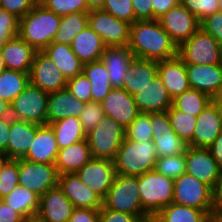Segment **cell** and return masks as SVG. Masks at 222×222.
I'll use <instances>...</instances> for the list:
<instances>
[{
    "mask_svg": "<svg viewBox=\"0 0 222 222\" xmlns=\"http://www.w3.org/2000/svg\"><path fill=\"white\" fill-rule=\"evenodd\" d=\"M129 49L135 58L164 61L178 56V47L158 20H138L130 26Z\"/></svg>",
    "mask_w": 222,
    "mask_h": 222,
    "instance_id": "1",
    "label": "cell"
},
{
    "mask_svg": "<svg viewBox=\"0 0 222 222\" xmlns=\"http://www.w3.org/2000/svg\"><path fill=\"white\" fill-rule=\"evenodd\" d=\"M62 16L36 4L35 7L19 20L18 35L36 51H43L52 43L59 29Z\"/></svg>",
    "mask_w": 222,
    "mask_h": 222,
    "instance_id": "2",
    "label": "cell"
},
{
    "mask_svg": "<svg viewBox=\"0 0 222 222\" xmlns=\"http://www.w3.org/2000/svg\"><path fill=\"white\" fill-rule=\"evenodd\" d=\"M157 158L152 140L136 142L125 137L113 162L116 174L140 176L154 170Z\"/></svg>",
    "mask_w": 222,
    "mask_h": 222,
    "instance_id": "3",
    "label": "cell"
},
{
    "mask_svg": "<svg viewBox=\"0 0 222 222\" xmlns=\"http://www.w3.org/2000/svg\"><path fill=\"white\" fill-rule=\"evenodd\" d=\"M104 208L137 215L150 217L141 205L139 193V176H125L116 174L113 184L102 200Z\"/></svg>",
    "mask_w": 222,
    "mask_h": 222,
    "instance_id": "4",
    "label": "cell"
},
{
    "mask_svg": "<svg viewBox=\"0 0 222 222\" xmlns=\"http://www.w3.org/2000/svg\"><path fill=\"white\" fill-rule=\"evenodd\" d=\"M139 193L143 210L153 218L173 202L174 179L155 170L145 172L139 176Z\"/></svg>",
    "mask_w": 222,
    "mask_h": 222,
    "instance_id": "5",
    "label": "cell"
},
{
    "mask_svg": "<svg viewBox=\"0 0 222 222\" xmlns=\"http://www.w3.org/2000/svg\"><path fill=\"white\" fill-rule=\"evenodd\" d=\"M126 137L125 128L116 120L105 116L86 134L93 158L113 161Z\"/></svg>",
    "mask_w": 222,
    "mask_h": 222,
    "instance_id": "6",
    "label": "cell"
},
{
    "mask_svg": "<svg viewBox=\"0 0 222 222\" xmlns=\"http://www.w3.org/2000/svg\"><path fill=\"white\" fill-rule=\"evenodd\" d=\"M178 56L185 64H222V46L210 34L199 28L178 47Z\"/></svg>",
    "mask_w": 222,
    "mask_h": 222,
    "instance_id": "7",
    "label": "cell"
},
{
    "mask_svg": "<svg viewBox=\"0 0 222 222\" xmlns=\"http://www.w3.org/2000/svg\"><path fill=\"white\" fill-rule=\"evenodd\" d=\"M49 93L29 83L10 103L13 119L47 125V102Z\"/></svg>",
    "mask_w": 222,
    "mask_h": 222,
    "instance_id": "8",
    "label": "cell"
},
{
    "mask_svg": "<svg viewBox=\"0 0 222 222\" xmlns=\"http://www.w3.org/2000/svg\"><path fill=\"white\" fill-rule=\"evenodd\" d=\"M173 203L203 210L211 217L212 188L185 172L174 179Z\"/></svg>",
    "mask_w": 222,
    "mask_h": 222,
    "instance_id": "9",
    "label": "cell"
},
{
    "mask_svg": "<svg viewBox=\"0 0 222 222\" xmlns=\"http://www.w3.org/2000/svg\"><path fill=\"white\" fill-rule=\"evenodd\" d=\"M88 26L103 39L106 46L129 44L131 24L103 9H92L88 13Z\"/></svg>",
    "mask_w": 222,
    "mask_h": 222,
    "instance_id": "10",
    "label": "cell"
},
{
    "mask_svg": "<svg viewBox=\"0 0 222 222\" xmlns=\"http://www.w3.org/2000/svg\"><path fill=\"white\" fill-rule=\"evenodd\" d=\"M59 173L54 164L18 159L19 184L40 197L58 185Z\"/></svg>",
    "mask_w": 222,
    "mask_h": 222,
    "instance_id": "11",
    "label": "cell"
},
{
    "mask_svg": "<svg viewBox=\"0 0 222 222\" xmlns=\"http://www.w3.org/2000/svg\"><path fill=\"white\" fill-rule=\"evenodd\" d=\"M151 125L157 157L185 154L188 144L172 129L167 111L151 113Z\"/></svg>",
    "mask_w": 222,
    "mask_h": 222,
    "instance_id": "12",
    "label": "cell"
},
{
    "mask_svg": "<svg viewBox=\"0 0 222 222\" xmlns=\"http://www.w3.org/2000/svg\"><path fill=\"white\" fill-rule=\"evenodd\" d=\"M158 21L177 47L187 41L200 28V21L197 17L181 3L171 8Z\"/></svg>",
    "mask_w": 222,
    "mask_h": 222,
    "instance_id": "13",
    "label": "cell"
},
{
    "mask_svg": "<svg viewBox=\"0 0 222 222\" xmlns=\"http://www.w3.org/2000/svg\"><path fill=\"white\" fill-rule=\"evenodd\" d=\"M30 83L51 93L65 89L67 79L43 51H36L29 74Z\"/></svg>",
    "mask_w": 222,
    "mask_h": 222,
    "instance_id": "14",
    "label": "cell"
},
{
    "mask_svg": "<svg viewBox=\"0 0 222 222\" xmlns=\"http://www.w3.org/2000/svg\"><path fill=\"white\" fill-rule=\"evenodd\" d=\"M76 173L80 177L81 182L87 185L102 200L108 193L116 176L113 161L96 158H92Z\"/></svg>",
    "mask_w": 222,
    "mask_h": 222,
    "instance_id": "15",
    "label": "cell"
},
{
    "mask_svg": "<svg viewBox=\"0 0 222 222\" xmlns=\"http://www.w3.org/2000/svg\"><path fill=\"white\" fill-rule=\"evenodd\" d=\"M185 160V172L213 188L222 173V169L212 157L210 150L188 146Z\"/></svg>",
    "mask_w": 222,
    "mask_h": 222,
    "instance_id": "16",
    "label": "cell"
},
{
    "mask_svg": "<svg viewBox=\"0 0 222 222\" xmlns=\"http://www.w3.org/2000/svg\"><path fill=\"white\" fill-rule=\"evenodd\" d=\"M222 132V113L212 100L197 116L192 147L208 148Z\"/></svg>",
    "mask_w": 222,
    "mask_h": 222,
    "instance_id": "17",
    "label": "cell"
},
{
    "mask_svg": "<svg viewBox=\"0 0 222 222\" xmlns=\"http://www.w3.org/2000/svg\"><path fill=\"white\" fill-rule=\"evenodd\" d=\"M104 115L128 127L140 113L134 98L122 88H113L101 102Z\"/></svg>",
    "mask_w": 222,
    "mask_h": 222,
    "instance_id": "18",
    "label": "cell"
},
{
    "mask_svg": "<svg viewBox=\"0 0 222 222\" xmlns=\"http://www.w3.org/2000/svg\"><path fill=\"white\" fill-rule=\"evenodd\" d=\"M191 89H196L214 99L222 89V64H185Z\"/></svg>",
    "mask_w": 222,
    "mask_h": 222,
    "instance_id": "19",
    "label": "cell"
},
{
    "mask_svg": "<svg viewBox=\"0 0 222 222\" xmlns=\"http://www.w3.org/2000/svg\"><path fill=\"white\" fill-rule=\"evenodd\" d=\"M58 187L72 202L74 208L100 209L102 199L81 182L77 173L59 175Z\"/></svg>",
    "mask_w": 222,
    "mask_h": 222,
    "instance_id": "20",
    "label": "cell"
},
{
    "mask_svg": "<svg viewBox=\"0 0 222 222\" xmlns=\"http://www.w3.org/2000/svg\"><path fill=\"white\" fill-rule=\"evenodd\" d=\"M133 98L142 113L166 112L172 106V99L158 75Z\"/></svg>",
    "mask_w": 222,
    "mask_h": 222,
    "instance_id": "21",
    "label": "cell"
},
{
    "mask_svg": "<svg viewBox=\"0 0 222 222\" xmlns=\"http://www.w3.org/2000/svg\"><path fill=\"white\" fill-rule=\"evenodd\" d=\"M157 75L162 80L172 100L190 89L186 65L179 56L159 61Z\"/></svg>",
    "mask_w": 222,
    "mask_h": 222,
    "instance_id": "22",
    "label": "cell"
},
{
    "mask_svg": "<svg viewBox=\"0 0 222 222\" xmlns=\"http://www.w3.org/2000/svg\"><path fill=\"white\" fill-rule=\"evenodd\" d=\"M59 147L50 125H41L35 133L29 151L23 159L34 163L55 164Z\"/></svg>",
    "mask_w": 222,
    "mask_h": 222,
    "instance_id": "23",
    "label": "cell"
},
{
    "mask_svg": "<svg viewBox=\"0 0 222 222\" xmlns=\"http://www.w3.org/2000/svg\"><path fill=\"white\" fill-rule=\"evenodd\" d=\"M74 206L58 185L40 197L38 214L47 222H69Z\"/></svg>",
    "mask_w": 222,
    "mask_h": 222,
    "instance_id": "24",
    "label": "cell"
},
{
    "mask_svg": "<svg viewBox=\"0 0 222 222\" xmlns=\"http://www.w3.org/2000/svg\"><path fill=\"white\" fill-rule=\"evenodd\" d=\"M85 102H82L65 88L49 93L47 102V124L67 117L79 118Z\"/></svg>",
    "mask_w": 222,
    "mask_h": 222,
    "instance_id": "25",
    "label": "cell"
},
{
    "mask_svg": "<svg viewBox=\"0 0 222 222\" xmlns=\"http://www.w3.org/2000/svg\"><path fill=\"white\" fill-rule=\"evenodd\" d=\"M6 69L30 73L36 50L19 35L1 48Z\"/></svg>",
    "mask_w": 222,
    "mask_h": 222,
    "instance_id": "26",
    "label": "cell"
},
{
    "mask_svg": "<svg viewBox=\"0 0 222 222\" xmlns=\"http://www.w3.org/2000/svg\"><path fill=\"white\" fill-rule=\"evenodd\" d=\"M135 58L128 46H107L101 56L113 88H122L128 66Z\"/></svg>",
    "mask_w": 222,
    "mask_h": 222,
    "instance_id": "27",
    "label": "cell"
},
{
    "mask_svg": "<svg viewBox=\"0 0 222 222\" xmlns=\"http://www.w3.org/2000/svg\"><path fill=\"white\" fill-rule=\"evenodd\" d=\"M41 125L28 121L11 119L9 138L7 144V156L10 159H21L29 151L35 138L36 130Z\"/></svg>",
    "mask_w": 222,
    "mask_h": 222,
    "instance_id": "28",
    "label": "cell"
},
{
    "mask_svg": "<svg viewBox=\"0 0 222 222\" xmlns=\"http://www.w3.org/2000/svg\"><path fill=\"white\" fill-rule=\"evenodd\" d=\"M158 62L134 58L125 73L122 89L130 95L138 93L157 76Z\"/></svg>",
    "mask_w": 222,
    "mask_h": 222,
    "instance_id": "29",
    "label": "cell"
},
{
    "mask_svg": "<svg viewBox=\"0 0 222 222\" xmlns=\"http://www.w3.org/2000/svg\"><path fill=\"white\" fill-rule=\"evenodd\" d=\"M92 158L91 150L85 139L59 149L54 165L59 175L76 173Z\"/></svg>",
    "mask_w": 222,
    "mask_h": 222,
    "instance_id": "30",
    "label": "cell"
},
{
    "mask_svg": "<svg viewBox=\"0 0 222 222\" xmlns=\"http://www.w3.org/2000/svg\"><path fill=\"white\" fill-rule=\"evenodd\" d=\"M106 44L89 26L83 29L72 41L71 49L83 64L101 59Z\"/></svg>",
    "mask_w": 222,
    "mask_h": 222,
    "instance_id": "31",
    "label": "cell"
},
{
    "mask_svg": "<svg viewBox=\"0 0 222 222\" xmlns=\"http://www.w3.org/2000/svg\"><path fill=\"white\" fill-rule=\"evenodd\" d=\"M43 52L60 69L67 80L83 73L84 64L74 54L71 45L51 43Z\"/></svg>",
    "mask_w": 222,
    "mask_h": 222,
    "instance_id": "32",
    "label": "cell"
},
{
    "mask_svg": "<svg viewBox=\"0 0 222 222\" xmlns=\"http://www.w3.org/2000/svg\"><path fill=\"white\" fill-rule=\"evenodd\" d=\"M83 74L90 81L92 102L101 103L113 89L105 64L101 60L84 64Z\"/></svg>",
    "mask_w": 222,
    "mask_h": 222,
    "instance_id": "33",
    "label": "cell"
},
{
    "mask_svg": "<svg viewBox=\"0 0 222 222\" xmlns=\"http://www.w3.org/2000/svg\"><path fill=\"white\" fill-rule=\"evenodd\" d=\"M157 222H211L203 210L171 203L163 207L154 217Z\"/></svg>",
    "mask_w": 222,
    "mask_h": 222,
    "instance_id": "34",
    "label": "cell"
},
{
    "mask_svg": "<svg viewBox=\"0 0 222 222\" xmlns=\"http://www.w3.org/2000/svg\"><path fill=\"white\" fill-rule=\"evenodd\" d=\"M2 200L23 218L37 214L40 208V196L20 184Z\"/></svg>",
    "mask_w": 222,
    "mask_h": 222,
    "instance_id": "35",
    "label": "cell"
},
{
    "mask_svg": "<svg viewBox=\"0 0 222 222\" xmlns=\"http://www.w3.org/2000/svg\"><path fill=\"white\" fill-rule=\"evenodd\" d=\"M55 132L59 149L86 139L79 118L67 117L49 124Z\"/></svg>",
    "mask_w": 222,
    "mask_h": 222,
    "instance_id": "36",
    "label": "cell"
},
{
    "mask_svg": "<svg viewBox=\"0 0 222 222\" xmlns=\"http://www.w3.org/2000/svg\"><path fill=\"white\" fill-rule=\"evenodd\" d=\"M88 26V13H72L61 18L52 43L71 45L73 39Z\"/></svg>",
    "mask_w": 222,
    "mask_h": 222,
    "instance_id": "37",
    "label": "cell"
},
{
    "mask_svg": "<svg viewBox=\"0 0 222 222\" xmlns=\"http://www.w3.org/2000/svg\"><path fill=\"white\" fill-rule=\"evenodd\" d=\"M29 74L5 69L0 74V98L11 103L30 83Z\"/></svg>",
    "mask_w": 222,
    "mask_h": 222,
    "instance_id": "38",
    "label": "cell"
},
{
    "mask_svg": "<svg viewBox=\"0 0 222 222\" xmlns=\"http://www.w3.org/2000/svg\"><path fill=\"white\" fill-rule=\"evenodd\" d=\"M212 100L205 93L190 88L174 98L172 106L179 111L197 117Z\"/></svg>",
    "mask_w": 222,
    "mask_h": 222,
    "instance_id": "39",
    "label": "cell"
},
{
    "mask_svg": "<svg viewBox=\"0 0 222 222\" xmlns=\"http://www.w3.org/2000/svg\"><path fill=\"white\" fill-rule=\"evenodd\" d=\"M172 129L176 135L188 146L192 147V138L197 122V117L184 113L171 106L167 110Z\"/></svg>",
    "mask_w": 222,
    "mask_h": 222,
    "instance_id": "40",
    "label": "cell"
},
{
    "mask_svg": "<svg viewBox=\"0 0 222 222\" xmlns=\"http://www.w3.org/2000/svg\"><path fill=\"white\" fill-rule=\"evenodd\" d=\"M126 138L131 141L152 140L151 113L140 112L132 123L125 128Z\"/></svg>",
    "mask_w": 222,
    "mask_h": 222,
    "instance_id": "41",
    "label": "cell"
},
{
    "mask_svg": "<svg viewBox=\"0 0 222 222\" xmlns=\"http://www.w3.org/2000/svg\"><path fill=\"white\" fill-rule=\"evenodd\" d=\"M154 170L172 179L179 178L186 171L185 154L158 157Z\"/></svg>",
    "mask_w": 222,
    "mask_h": 222,
    "instance_id": "42",
    "label": "cell"
},
{
    "mask_svg": "<svg viewBox=\"0 0 222 222\" xmlns=\"http://www.w3.org/2000/svg\"><path fill=\"white\" fill-rule=\"evenodd\" d=\"M42 5L59 16L91 11L86 0H46Z\"/></svg>",
    "mask_w": 222,
    "mask_h": 222,
    "instance_id": "43",
    "label": "cell"
},
{
    "mask_svg": "<svg viewBox=\"0 0 222 222\" xmlns=\"http://www.w3.org/2000/svg\"><path fill=\"white\" fill-rule=\"evenodd\" d=\"M18 184V159H10L0 173V199L9 195Z\"/></svg>",
    "mask_w": 222,
    "mask_h": 222,
    "instance_id": "44",
    "label": "cell"
},
{
    "mask_svg": "<svg viewBox=\"0 0 222 222\" xmlns=\"http://www.w3.org/2000/svg\"><path fill=\"white\" fill-rule=\"evenodd\" d=\"M102 9L130 24L135 22L132 0H105Z\"/></svg>",
    "mask_w": 222,
    "mask_h": 222,
    "instance_id": "45",
    "label": "cell"
},
{
    "mask_svg": "<svg viewBox=\"0 0 222 222\" xmlns=\"http://www.w3.org/2000/svg\"><path fill=\"white\" fill-rule=\"evenodd\" d=\"M103 117L104 111L102 109V104L98 102H89L85 104L84 109L79 116V121L87 134L97 126Z\"/></svg>",
    "mask_w": 222,
    "mask_h": 222,
    "instance_id": "46",
    "label": "cell"
},
{
    "mask_svg": "<svg viewBox=\"0 0 222 222\" xmlns=\"http://www.w3.org/2000/svg\"><path fill=\"white\" fill-rule=\"evenodd\" d=\"M66 88L76 99L85 103L92 102L90 81L83 73L68 79Z\"/></svg>",
    "mask_w": 222,
    "mask_h": 222,
    "instance_id": "47",
    "label": "cell"
},
{
    "mask_svg": "<svg viewBox=\"0 0 222 222\" xmlns=\"http://www.w3.org/2000/svg\"><path fill=\"white\" fill-rule=\"evenodd\" d=\"M19 33V19L0 9V48Z\"/></svg>",
    "mask_w": 222,
    "mask_h": 222,
    "instance_id": "48",
    "label": "cell"
},
{
    "mask_svg": "<svg viewBox=\"0 0 222 222\" xmlns=\"http://www.w3.org/2000/svg\"><path fill=\"white\" fill-rule=\"evenodd\" d=\"M180 3L194 14L199 21L218 12L219 0H180Z\"/></svg>",
    "mask_w": 222,
    "mask_h": 222,
    "instance_id": "49",
    "label": "cell"
},
{
    "mask_svg": "<svg viewBox=\"0 0 222 222\" xmlns=\"http://www.w3.org/2000/svg\"><path fill=\"white\" fill-rule=\"evenodd\" d=\"M36 5L35 0H1V9L16 16L19 20Z\"/></svg>",
    "mask_w": 222,
    "mask_h": 222,
    "instance_id": "50",
    "label": "cell"
},
{
    "mask_svg": "<svg viewBox=\"0 0 222 222\" xmlns=\"http://www.w3.org/2000/svg\"><path fill=\"white\" fill-rule=\"evenodd\" d=\"M200 28L210 34L222 46V14L215 12L200 21Z\"/></svg>",
    "mask_w": 222,
    "mask_h": 222,
    "instance_id": "51",
    "label": "cell"
},
{
    "mask_svg": "<svg viewBox=\"0 0 222 222\" xmlns=\"http://www.w3.org/2000/svg\"><path fill=\"white\" fill-rule=\"evenodd\" d=\"M100 222H142L151 217H138L124 212H117L103 206L99 209Z\"/></svg>",
    "mask_w": 222,
    "mask_h": 222,
    "instance_id": "52",
    "label": "cell"
},
{
    "mask_svg": "<svg viewBox=\"0 0 222 222\" xmlns=\"http://www.w3.org/2000/svg\"><path fill=\"white\" fill-rule=\"evenodd\" d=\"M135 21L153 20L152 0H132Z\"/></svg>",
    "mask_w": 222,
    "mask_h": 222,
    "instance_id": "53",
    "label": "cell"
},
{
    "mask_svg": "<svg viewBox=\"0 0 222 222\" xmlns=\"http://www.w3.org/2000/svg\"><path fill=\"white\" fill-rule=\"evenodd\" d=\"M222 218V173L212 188L211 219Z\"/></svg>",
    "mask_w": 222,
    "mask_h": 222,
    "instance_id": "54",
    "label": "cell"
},
{
    "mask_svg": "<svg viewBox=\"0 0 222 222\" xmlns=\"http://www.w3.org/2000/svg\"><path fill=\"white\" fill-rule=\"evenodd\" d=\"M69 222H100L99 210L91 208H74Z\"/></svg>",
    "mask_w": 222,
    "mask_h": 222,
    "instance_id": "55",
    "label": "cell"
},
{
    "mask_svg": "<svg viewBox=\"0 0 222 222\" xmlns=\"http://www.w3.org/2000/svg\"><path fill=\"white\" fill-rule=\"evenodd\" d=\"M153 2V20H158L171 8L180 3V0H152Z\"/></svg>",
    "mask_w": 222,
    "mask_h": 222,
    "instance_id": "56",
    "label": "cell"
},
{
    "mask_svg": "<svg viewBox=\"0 0 222 222\" xmlns=\"http://www.w3.org/2000/svg\"><path fill=\"white\" fill-rule=\"evenodd\" d=\"M23 217L0 199V222H22Z\"/></svg>",
    "mask_w": 222,
    "mask_h": 222,
    "instance_id": "57",
    "label": "cell"
},
{
    "mask_svg": "<svg viewBox=\"0 0 222 222\" xmlns=\"http://www.w3.org/2000/svg\"><path fill=\"white\" fill-rule=\"evenodd\" d=\"M11 119V116L0 119V152H4L6 155Z\"/></svg>",
    "mask_w": 222,
    "mask_h": 222,
    "instance_id": "58",
    "label": "cell"
},
{
    "mask_svg": "<svg viewBox=\"0 0 222 222\" xmlns=\"http://www.w3.org/2000/svg\"><path fill=\"white\" fill-rule=\"evenodd\" d=\"M212 157L217 161L219 167L222 169V132L215 139V141L208 147Z\"/></svg>",
    "mask_w": 222,
    "mask_h": 222,
    "instance_id": "59",
    "label": "cell"
},
{
    "mask_svg": "<svg viewBox=\"0 0 222 222\" xmlns=\"http://www.w3.org/2000/svg\"><path fill=\"white\" fill-rule=\"evenodd\" d=\"M10 116V103L0 98V119Z\"/></svg>",
    "mask_w": 222,
    "mask_h": 222,
    "instance_id": "60",
    "label": "cell"
},
{
    "mask_svg": "<svg viewBox=\"0 0 222 222\" xmlns=\"http://www.w3.org/2000/svg\"><path fill=\"white\" fill-rule=\"evenodd\" d=\"M86 2L90 10L102 9L104 6L105 0H86Z\"/></svg>",
    "mask_w": 222,
    "mask_h": 222,
    "instance_id": "61",
    "label": "cell"
},
{
    "mask_svg": "<svg viewBox=\"0 0 222 222\" xmlns=\"http://www.w3.org/2000/svg\"><path fill=\"white\" fill-rule=\"evenodd\" d=\"M23 222H47L38 213L35 215H29L23 219Z\"/></svg>",
    "mask_w": 222,
    "mask_h": 222,
    "instance_id": "62",
    "label": "cell"
},
{
    "mask_svg": "<svg viewBox=\"0 0 222 222\" xmlns=\"http://www.w3.org/2000/svg\"><path fill=\"white\" fill-rule=\"evenodd\" d=\"M9 160L10 158L4 152H0V173L2 172L3 167Z\"/></svg>",
    "mask_w": 222,
    "mask_h": 222,
    "instance_id": "63",
    "label": "cell"
},
{
    "mask_svg": "<svg viewBox=\"0 0 222 222\" xmlns=\"http://www.w3.org/2000/svg\"><path fill=\"white\" fill-rule=\"evenodd\" d=\"M213 101L218 105L222 113V89L219 91L217 96L213 99Z\"/></svg>",
    "mask_w": 222,
    "mask_h": 222,
    "instance_id": "64",
    "label": "cell"
},
{
    "mask_svg": "<svg viewBox=\"0 0 222 222\" xmlns=\"http://www.w3.org/2000/svg\"><path fill=\"white\" fill-rule=\"evenodd\" d=\"M6 69L0 48V74Z\"/></svg>",
    "mask_w": 222,
    "mask_h": 222,
    "instance_id": "65",
    "label": "cell"
},
{
    "mask_svg": "<svg viewBox=\"0 0 222 222\" xmlns=\"http://www.w3.org/2000/svg\"><path fill=\"white\" fill-rule=\"evenodd\" d=\"M218 12L222 14V0H219Z\"/></svg>",
    "mask_w": 222,
    "mask_h": 222,
    "instance_id": "66",
    "label": "cell"
},
{
    "mask_svg": "<svg viewBox=\"0 0 222 222\" xmlns=\"http://www.w3.org/2000/svg\"><path fill=\"white\" fill-rule=\"evenodd\" d=\"M142 222H157L154 218L143 220Z\"/></svg>",
    "mask_w": 222,
    "mask_h": 222,
    "instance_id": "67",
    "label": "cell"
},
{
    "mask_svg": "<svg viewBox=\"0 0 222 222\" xmlns=\"http://www.w3.org/2000/svg\"><path fill=\"white\" fill-rule=\"evenodd\" d=\"M46 0H35L36 4L42 5Z\"/></svg>",
    "mask_w": 222,
    "mask_h": 222,
    "instance_id": "68",
    "label": "cell"
},
{
    "mask_svg": "<svg viewBox=\"0 0 222 222\" xmlns=\"http://www.w3.org/2000/svg\"><path fill=\"white\" fill-rule=\"evenodd\" d=\"M212 221L211 222H222V218H219V219H211Z\"/></svg>",
    "mask_w": 222,
    "mask_h": 222,
    "instance_id": "69",
    "label": "cell"
}]
</instances>
